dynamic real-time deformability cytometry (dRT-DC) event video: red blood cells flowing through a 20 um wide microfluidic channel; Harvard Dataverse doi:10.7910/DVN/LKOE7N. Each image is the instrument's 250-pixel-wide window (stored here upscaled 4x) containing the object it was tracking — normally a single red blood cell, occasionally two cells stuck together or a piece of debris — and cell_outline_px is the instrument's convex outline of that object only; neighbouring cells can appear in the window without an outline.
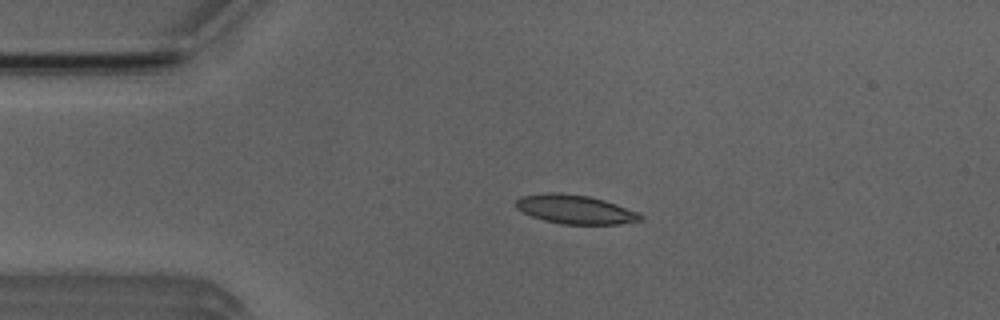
{"species": "Egyptian fruit bat (a non-hibernating species)", "species_latin": "Rousettus aegyptiacus", "temperature_condition": "room temperature", "stored_images_in_passage": 26, "camera_frame_rate_fps": 3000, "um_per_image_px": 0.085, "animal": {"sex": "male"}, "frame": {"image": 1, "passage_image": 10, "time_ms": 3.0, "image_size_px": [1000, 320], "cell_outline_px": [[644, 220], [620, 224], [560, 224], [544, 220], [532, 216], [516, 208], [516, 200], [520, 196], [548, 192], [552, 192], [588, 196], [604, 200], [640, 212], [644, 216]], "centroid_in_image_um": [48.93, 17.8], "position_along_channel_um": 36.1, "area_um2": 21.04}}
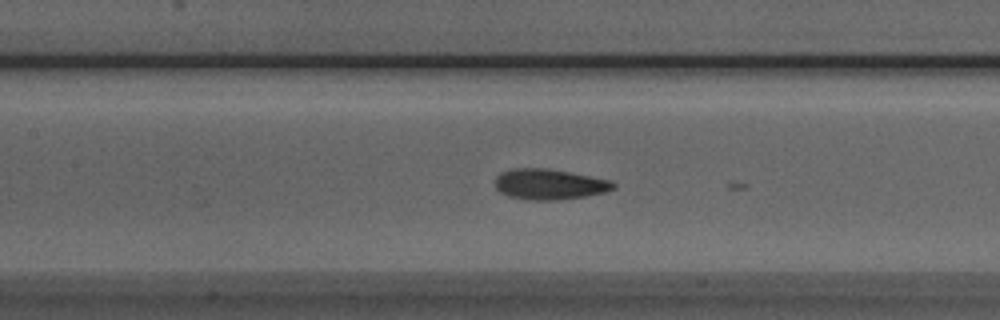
{"frame": {"image": 2, "passage_image": 22, "time_ms": 7.0, "image_size_px": [1000, 320], "cell_outline_px": [[616, 188], [604, 192], [584, 196], [556, 200], [528, 200], [508, 196], [500, 192], [496, 188], [496, 176], [500, 172], [512, 168], [548, 168], [608, 180], [616, 184]], "centroid_in_image_um": [46.65, 15.66], "position_along_channel_um": 160.8, "area_um2": 20.92}}
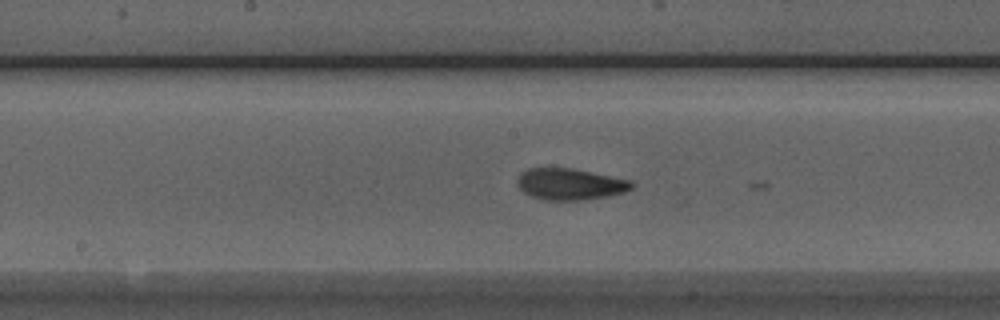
{"frame": {"image": 3, "passage_image": 25, "time_ms": 8.0, "image_size_px": [1000, 320], "cell_outline_px": [[636, 184], [632, 188], [624, 192], [608, 196], [584, 200], [544, 200], [532, 196], [524, 192], [516, 184], [516, 180], [520, 172], [528, 168], [572, 168], [632, 180]], "centroid_in_image_um": [48.46, 15.65], "position_along_channel_um": 199.7, "area_um2": 21.15}}